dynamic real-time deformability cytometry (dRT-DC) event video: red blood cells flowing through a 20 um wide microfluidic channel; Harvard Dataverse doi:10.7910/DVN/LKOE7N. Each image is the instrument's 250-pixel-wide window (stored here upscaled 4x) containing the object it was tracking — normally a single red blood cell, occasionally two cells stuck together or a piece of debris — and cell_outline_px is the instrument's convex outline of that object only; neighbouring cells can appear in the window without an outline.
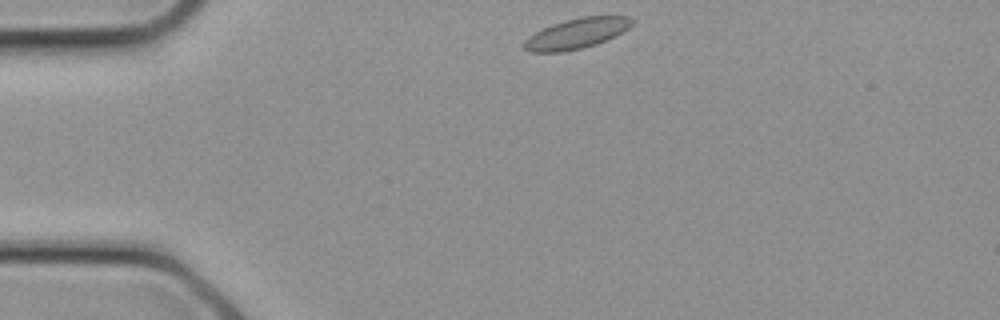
{"species": "common noctule bat (a hibernating species)", "species_latin": "Nyctalus noctula", "temperature_condition": "cold", "stored_images_in_passage": 7, "camera_frame_rate_fps": 3000, "um_per_image_px": 0.085, "animal": {"sex": "female", "body_mass_g": 21.9}, "frame": {"image": 1, "passage_image": 1, "time_ms": 0.0, "image_size_px": [1000, 320], "cell_outline_px": [[632, 24], [628, 28], [616, 36], [596, 44], [564, 52], [528, 52], [524, 48], [524, 40], [528, 36], [552, 24], [564, 20], [580, 16], [628, 16], [632, 20]], "centroid_in_image_um": [48.99, 2.84], "position_along_channel_um": 36.0, "area_um2": 19.02}}
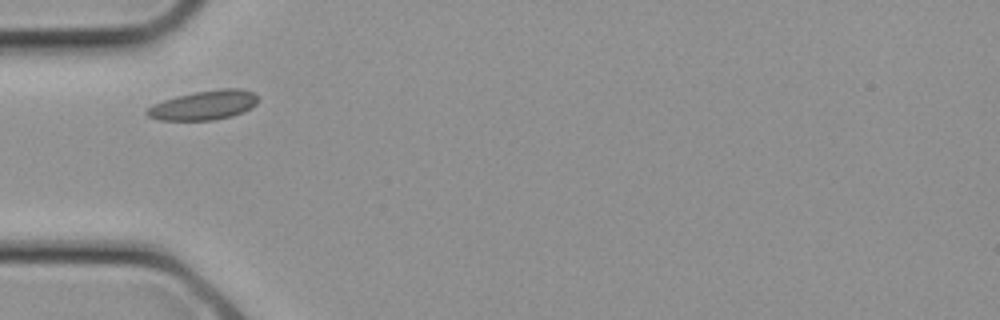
{"frame": {"image": 2, "passage_image": 4, "time_ms": 1.0, "image_size_px": [1000, 320], "cell_outline_px": [[256, 104], [252, 108], [244, 112], [232, 116], [212, 120], [160, 120], [148, 116], [144, 112], [152, 104], [176, 96], [196, 92], [220, 88], [240, 88], [252, 92], [256, 96]], "centroid_in_image_um": [17.33, 8.94], "position_along_channel_um": 67.7, "area_um2": 18.96}}
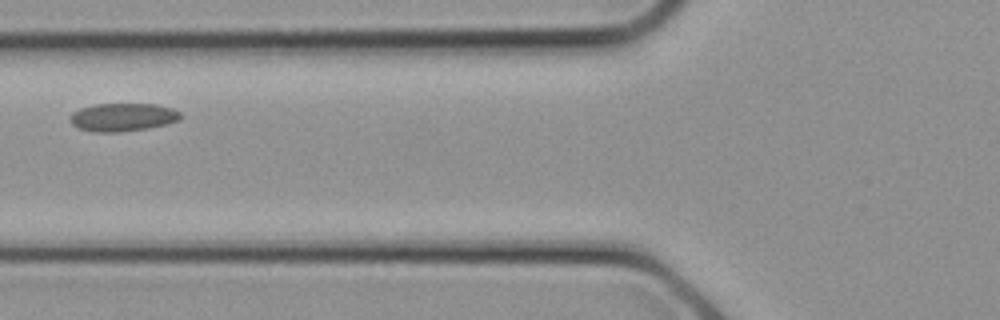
{"frame": {"image": 3, "passage_image": 6, "time_ms": 1.667, "image_size_px": [1000, 320], "cell_outline_px": [[180, 120], [148, 128], [116, 132], [92, 132], [80, 128], [72, 124], [68, 116], [72, 112], [80, 108], [96, 104], [156, 104], [172, 108], [180, 112]], "centroid_in_image_um": [10.4, 9.95], "position_along_channel_um": 115.4, "area_um2": 18.03}}